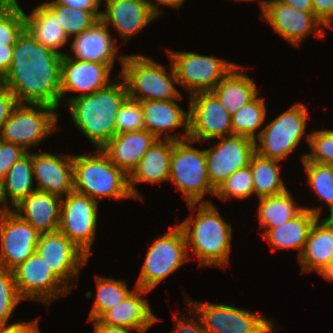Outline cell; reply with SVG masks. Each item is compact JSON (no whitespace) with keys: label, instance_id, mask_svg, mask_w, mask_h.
<instances>
[{"label":"cell","instance_id":"41","mask_svg":"<svg viewBox=\"0 0 333 333\" xmlns=\"http://www.w3.org/2000/svg\"><path fill=\"white\" fill-rule=\"evenodd\" d=\"M102 11L70 9L61 5V26L66 36H77L101 18Z\"/></svg>","mask_w":333,"mask_h":333},{"label":"cell","instance_id":"42","mask_svg":"<svg viewBox=\"0 0 333 333\" xmlns=\"http://www.w3.org/2000/svg\"><path fill=\"white\" fill-rule=\"evenodd\" d=\"M24 29V11L16 1L0 14V46L14 45Z\"/></svg>","mask_w":333,"mask_h":333},{"label":"cell","instance_id":"54","mask_svg":"<svg viewBox=\"0 0 333 333\" xmlns=\"http://www.w3.org/2000/svg\"><path fill=\"white\" fill-rule=\"evenodd\" d=\"M328 281L333 282V258L328 263V265L324 268V270L320 273Z\"/></svg>","mask_w":333,"mask_h":333},{"label":"cell","instance_id":"2","mask_svg":"<svg viewBox=\"0 0 333 333\" xmlns=\"http://www.w3.org/2000/svg\"><path fill=\"white\" fill-rule=\"evenodd\" d=\"M114 81L92 94L76 97L68 104L74 124L95 145L101 149L116 135V116L128 98L126 83Z\"/></svg>","mask_w":333,"mask_h":333},{"label":"cell","instance_id":"23","mask_svg":"<svg viewBox=\"0 0 333 333\" xmlns=\"http://www.w3.org/2000/svg\"><path fill=\"white\" fill-rule=\"evenodd\" d=\"M61 205L62 197L36 190L17 204L12 211L40 234L52 233L59 230Z\"/></svg>","mask_w":333,"mask_h":333},{"label":"cell","instance_id":"12","mask_svg":"<svg viewBox=\"0 0 333 333\" xmlns=\"http://www.w3.org/2000/svg\"><path fill=\"white\" fill-rule=\"evenodd\" d=\"M189 139L209 141L233 134L232 115L211 92L189 96Z\"/></svg>","mask_w":333,"mask_h":333},{"label":"cell","instance_id":"33","mask_svg":"<svg viewBox=\"0 0 333 333\" xmlns=\"http://www.w3.org/2000/svg\"><path fill=\"white\" fill-rule=\"evenodd\" d=\"M258 218L262 228L278 227L293 219L304 208L296 205L286 189L284 192L259 198Z\"/></svg>","mask_w":333,"mask_h":333},{"label":"cell","instance_id":"30","mask_svg":"<svg viewBox=\"0 0 333 333\" xmlns=\"http://www.w3.org/2000/svg\"><path fill=\"white\" fill-rule=\"evenodd\" d=\"M320 219V220H319ZM333 258V225L318 218L310 229L301 256L298 258L302 271H316L319 274Z\"/></svg>","mask_w":333,"mask_h":333},{"label":"cell","instance_id":"13","mask_svg":"<svg viewBox=\"0 0 333 333\" xmlns=\"http://www.w3.org/2000/svg\"><path fill=\"white\" fill-rule=\"evenodd\" d=\"M98 202L89 196L71 191L62 198L59 231L66 235L88 257L95 239Z\"/></svg>","mask_w":333,"mask_h":333},{"label":"cell","instance_id":"14","mask_svg":"<svg viewBox=\"0 0 333 333\" xmlns=\"http://www.w3.org/2000/svg\"><path fill=\"white\" fill-rule=\"evenodd\" d=\"M12 271L18 292L24 300L49 305L52 300L71 292L37 252Z\"/></svg>","mask_w":333,"mask_h":333},{"label":"cell","instance_id":"18","mask_svg":"<svg viewBox=\"0 0 333 333\" xmlns=\"http://www.w3.org/2000/svg\"><path fill=\"white\" fill-rule=\"evenodd\" d=\"M36 252L70 290L75 286L69 284V280L78 279L80 266H84L89 258L59 230L41 234Z\"/></svg>","mask_w":333,"mask_h":333},{"label":"cell","instance_id":"51","mask_svg":"<svg viewBox=\"0 0 333 333\" xmlns=\"http://www.w3.org/2000/svg\"><path fill=\"white\" fill-rule=\"evenodd\" d=\"M89 321L93 322L95 333H132L130 331L132 328L107 325L102 323L99 319Z\"/></svg>","mask_w":333,"mask_h":333},{"label":"cell","instance_id":"44","mask_svg":"<svg viewBox=\"0 0 333 333\" xmlns=\"http://www.w3.org/2000/svg\"><path fill=\"white\" fill-rule=\"evenodd\" d=\"M27 153L21 146L0 139V181L6 176L8 170Z\"/></svg>","mask_w":333,"mask_h":333},{"label":"cell","instance_id":"37","mask_svg":"<svg viewBox=\"0 0 333 333\" xmlns=\"http://www.w3.org/2000/svg\"><path fill=\"white\" fill-rule=\"evenodd\" d=\"M307 173L308 183L319 196L329 205L333 213V166L302 160Z\"/></svg>","mask_w":333,"mask_h":333},{"label":"cell","instance_id":"52","mask_svg":"<svg viewBox=\"0 0 333 333\" xmlns=\"http://www.w3.org/2000/svg\"><path fill=\"white\" fill-rule=\"evenodd\" d=\"M281 3L293 6L304 12H313V4L311 0H275Z\"/></svg>","mask_w":333,"mask_h":333},{"label":"cell","instance_id":"3","mask_svg":"<svg viewBox=\"0 0 333 333\" xmlns=\"http://www.w3.org/2000/svg\"><path fill=\"white\" fill-rule=\"evenodd\" d=\"M193 214L179 224L186 238L187 248L196 254L201 266L225 268L231 252L232 227L218 213L211 201L198 205Z\"/></svg>","mask_w":333,"mask_h":333},{"label":"cell","instance_id":"22","mask_svg":"<svg viewBox=\"0 0 333 333\" xmlns=\"http://www.w3.org/2000/svg\"><path fill=\"white\" fill-rule=\"evenodd\" d=\"M174 100H145L140 101L142 106L145 129L157 139L181 141L189 139V111L183 110ZM184 127L182 139L171 135L170 130Z\"/></svg>","mask_w":333,"mask_h":333},{"label":"cell","instance_id":"35","mask_svg":"<svg viewBox=\"0 0 333 333\" xmlns=\"http://www.w3.org/2000/svg\"><path fill=\"white\" fill-rule=\"evenodd\" d=\"M97 293L88 320H98L106 311L124 301L132 292L126 282L110 277H95Z\"/></svg>","mask_w":333,"mask_h":333},{"label":"cell","instance_id":"20","mask_svg":"<svg viewBox=\"0 0 333 333\" xmlns=\"http://www.w3.org/2000/svg\"><path fill=\"white\" fill-rule=\"evenodd\" d=\"M32 164L37 190L60 197L74 190L73 155L32 153Z\"/></svg>","mask_w":333,"mask_h":333},{"label":"cell","instance_id":"53","mask_svg":"<svg viewBox=\"0 0 333 333\" xmlns=\"http://www.w3.org/2000/svg\"><path fill=\"white\" fill-rule=\"evenodd\" d=\"M185 0H156V2L158 3H153V1L151 2L150 0H149V3H150V5H151V8H152V10L154 11V13L157 15V16H159V15H161V10H159V4L161 5V4H163V5H166V6H170V7H174V8H176V9H179L180 8V6L182 5V3L184 2Z\"/></svg>","mask_w":333,"mask_h":333},{"label":"cell","instance_id":"9","mask_svg":"<svg viewBox=\"0 0 333 333\" xmlns=\"http://www.w3.org/2000/svg\"><path fill=\"white\" fill-rule=\"evenodd\" d=\"M56 112V108L45 104L18 103L5 122L0 139L29 152V146H37L42 139L59 129Z\"/></svg>","mask_w":333,"mask_h":333},{"label":"cell","instance_id":"39","mask_svg":"<svg viewBox=\"0 0 333 333\" xmlns=\"http://www.w3.org/2000/svg\"><path fill=\"white\" fill-rule=\"evenodd\" d=\"M24 300L15 284L13 271L0 267V326L7 325L17 304Z\"/></svg>","mask_w":333,"mask_h":333},{"label":"cell","instance_id":"24","mask_svg":"<svg viewBox=\"0 0 333 333\" xmlns=\"http://www.w3.org/2000/svg\"><path fill=\"white\" fill-rule=\"evenodd\" d=\"M109 32L108 26L100 18L88 29L74 37L71 49L75 57L66 55L75 60L108 64L112 68L118 47L116 46L117 40H113Z\"/></svg>","mask_w":333,"mask_h":333},{"label":"cell","instance_id":"5","mask_svg":"<svg viewBox=\"0 0 333 333\" xmlns=\"http://www.w3.org/2000/svg\"><path fill=\"white\" fill-rule=\"evenodd\" d=\"M119 60L122 64L119 75L126 83L128 98L136 101L182 98L174 85L178 80L172 63L168 73L166 67L142 54L119 56Z\"/></svg>","mask_w":333,"mask_h":333},{"label":"cell","instance_id":"40","mask_svg":"<svg viewBox=\"0 0 333 333\" xmlns=\"http://www.w3.org/2000/svg\"><path fill=\"white\" fill-rule=\"evenodd\" d=\"M308 145L311 152L304 154L302 160L333 166V130L312 131Z\"/></svg>","mask_w":333,"mask_h":333},{"label":"cell","instance_id":"17","mask_svg":"<svg viewBox=\"0 0 333 333\" xmlns=\"http://www.w3.org/2000/svg\"><path fill=\"white\" fill-rule=\"evenodd\" d=\"M40 233L12 210L0 217V267L13 270L36 252Z\"/></svg>","mask_w":333,"mask_h":333},{"label":"cell","instance_id":"36","mask_svg":"<svg viewBox=\"0 0 333 333\" xmlns=\"http://www.w3.org/2000/svg\"><path fill=\"white\" fill-rule=\"evenodd\" d=\"M264 99L258 95L232 115L234 135H243L256 140V131L265 123Z\"/></svg>","mask_w":333,"mask_h":333},{"label":"cell","instance_id":"50","mask_svg":"<svg viewBox=\"0 0 333 333\" xmlns=\"http://www.w3.org/2000/svg\"><path fill=\"white\" fill-rule=\"evenodd\" d=\"M13 55V45L0 46V79L10 69Z\"/></svg>","mask_w":333,"mask_h":333},{"label":"cell","instance_id":"21","mask_svg":"<svg viewBox=\"0 0 333 333\" xmlns=\"http://www.w3.org/2000/svg\"><path fill=\"white\" fill-rule=\"evenodd\" d=\"M105 11L101 19L109 27L112 24L126 44L132 36L157 17L149 0H104Z\"/></svg>","mask_w":333,"mask_h":333},{"label":"cell","instance_id":"48","mask_svg":"<svg viewBox=\"0 0 333 333\" xmlns=\"http://www.w3.org/2000/svg\"><path fill=\"white\" fill-rule=\"evenodd\" d=\"M103 0H53L54 3L68 7L77 8L85 11H100L99 6Z\"/></svg>","mask_w":333,"mask_h":333},{"label":"cell","instance_id":"47","mask_svg":"<svg viewBox=\"0 0 333 333\" xmlns=\"http://www.w3.org/2000/svg\"><path fill=\"white\" fill-rule=\"evenodd\" d=\"M314 15L323 23L324 27L333 29V0H311Z\"/></svg>","mask_w":333,"mask_h":333},{"label":"cell","instance_id":"10","mask_svg":"<svg viewBox=\"0 0 333 333\" xmlns=\"http://www.w3.org/2000/svg\"><path fill=\"white\" fill-rule=\"evenodd\" d=\"M178 84L189 91V96L209 92L237 65L193 52L168 51Z\"/></svg>","mask_w":333,"mask_h":333},{"label":"cell","instance_id":"38","mask_svg":"<svg viewBox=\"0 0 333 333\" xmlns=\"http://www.w3.org/2000/svg\"><path fill=\"white\" fill-rule=\"evenodd\" d=\"M252 194H254L253 178L250 165H248L230 175L225 182L216 189L215 196L227 201L231 199V197L237 199L249 198Z\"/></svg>","mask_w":333,"mask_h":333},{"label":"cell","instance_id":"57","mask_svg":"<svg viewBox=\"0 0 333 333\" xmlns=\"http://www.w3.org/2000/svg\"><path fill=\"white\" fill-rule=\"evenodd\" d=\"M330 216L327 217L326 219L333 225V213L329 214Z\"/></svg>","mask_w":333,"mask_h":333},{"label":"cell","instance_id":"16","mask_svg":"<svg viewBox=\"0 0 333 333\" xmlns=\"http://www.w3.org/2000/svg\"><path fill=\"white\" fill-rule=\"evenodd\" d=\"M259 1H261V17L271 25L274 32L292 45L299 46L303 38L313 31L317 38L325 36L323 23L313 12H304L275 0Z\"/></svg>","mask_w":333,"mask_h":333},{"label":"cell","instance_id":"15","mask_svg":"<svg viewBox=\"0 0 333 333\" xmlns=\"http://www.w3.org/2000/svg\"><path fill=\"white\" fill-rule=\"evenodd\" d=\"M217 145L205 149L209 182L216 190L234 172L250 165L256 153L255 140L243 135L221 138Z\"/></svg>","mask_w":333,"mask_h":333},{"label":"cell","instance_id":"43","mask_svg":"<svg viewBox=\"0 0 333 333\" xmlns=\"http://www.w3.org/2000/svg\"><path fill=\"white\" fill-rule=\"evenodd\" d=\"M115 122L116 134L145 129L140 101L127 98L120 107Z\"/></svg>","mask_w":333,"mask_h":333},{"label":"cell","instance_id":"7","mask_svg":"<svg viewBox=\"0 0 333 333\" xmlns=\"http://www.w3.org/2000/svg\"><path fill=\"white\" fill-rule=\"evenodd\" d=\"M308 111L302 103H295L259 130L255 140L256 153L262 157L282 161L298 146L305 135ZM257 139L259 140L257 143Z\"/></svg>","mask_w":333,"mask_h":333},{"label":"cell","instance_id":"25","mask_svg":"<svg viewBox=\"0 0 333 333\" xmlns=\"http://www.w3.org/2000/svg\"><path fill=\"white\" fill-rule=\"evenodd\" d=\"M149 290L135 286L127 298L106 311L99 320L107 325L132 328L137 333H145L158 319L149 306V302L141 297Z\"/></svg>","mask_w":333,"mask_h":333},{"label":"cell","instance_id":"32","mask_svg":"<svg viewBox=\"0 0 333 333\" xmlns=\"http://www.w3.org/2000/svg\"><path fill=\"white\" fill-rule=\"evenodd\" d=\"M34 178L32 153L29 151L8 170L1 181L3 198L8 206H12V210L24 198L37 190L33 187ZM8 198L11 200L9 204Z\"/></svg>","mask_w":333,"mask_h":333},{"label":"cell","instance_id":"46","mask_svg":"<svg viewBox=\"0 0 333 333\" xmlns=\"http://www.w3.org/2000/svg\"><path fill=\"white\" fill-rule=\"evenodd\" d=\"M17 104L18 102L11 90L0 84V136L5 122Z\"/></svg>","mask_w":333,"mask_h":333},{"label":"cell","instance_id":"29","mask_svg":"<svg viewBox=\"0 0 333 333\" xmlns=\"http://www.w3.org/2000/svg\"><path fill=\"white\" fill-rule=\"evenodd\" d=\"M321 207L304 208L293 219L285 222L278 227L267 228L262 233L263 238L267 239L272 250L275 248L297 249L299 258L305 247L308 234L315 221L320 218Z\"/></svg>","mask_w":333,"mask_h":333},{"label":"cell","instance_id":"49","mask_svg":"<svg viewBox=\"0 0 333 333\" xmlns=\"http://www.w3.org/2000/svg\"><path fill=\"white\" fill-rule=\"evenodd\" d=\"M0 333H41L38 320L32 322H17L9 326H0Z\"/></svg>","mask_w":333,"mask_h":333},{"label":"cell","instance_id":"19","mask_svg":"<svg viewBox=\"0 0 333 333\" xmlns=\"http://www.w3.org/2000/svg\"><path fill=\"white\" fill-rule=\"evenodd\" d=\"M112 68L108 64L80 61L63 55L61 59V98L68 92L80 94L76 97L92 94L110 84Z\"/></svg>","mask_w":333,"mask_h":333},{"label":"cell","instance_id":"31","mask_svg":"<svg viewBox=\"0 0 333 333\" xmlns=\"http://www.w3.org/2000/svg\"><path fill=\"white\" fill-rule=\"evenodd\" d=\"M239 69L236 65L211 91L231 115L259 94L254 81Z\"/></svg>","mask_w":333,"mask_h":333},{"label":"cell","instance_id":"8","mask_svg":"<svg viewBox=\"0 0 333 333\" xmlns=\"http://www.w3.org/2000/svg\"><path fill=\"white\" fill-rule=\"evenodd\" d=\"M186 238L179 225L154 240L149 247L136 287L152 290L190 259Z\"/></svg>","mask_w":333,"mask_h":333},{"label":"cell","instance_id":"6","mask_svg":"<svg viewBox=\"0 0 333 333\" xmlns=\"http://www.w3.org/2000/svg\"><path fill=\"white\" fill-rule=\"evenodd\" d=\"M191 139L173 141L172 156L170 162V177L176 190L182 192L189 210H193L197 204L208 203L202 201L206 193L215 196L216 190L209 182L205 149L194 148Z\"/></svg>","mask_w":333,"mask_h":333},{"label":"cell","instance_id":"1","mask_svg":"<svg viewBox=\"0 0 333 333\" xmlns=\"http://www.w3.org/2000/svg\"><path fill=\"white\" fill-rule=\"evenodd\" d=\"M62 54L38 43L25 28L13 45L10 69L0 84L18 103L45 104L59 108Z\"/></svg>","mask_w":333,"mask_h":333},{"label":"cell","instance_id":"26","mask_svg":"<svg viewBox=\"0 0 333 333\" xmlns=\"http://www.w3.org/2000/svg\"><path fill=\"white\" fill-rule=\"evenodd\" d=\"M24 17L25 28L38 43L66 55L59 50L68 41L61 26V5L53 1L45 2L36 6L30 15H26L24 12Z\"/></svg>","mask_w":333,"mask_h":333},{"label":"cell","instance_id":"55","mask_svg":"<svg viewBox=\"0 0 333 333\" xmlns=\"http://www.w3.org/2000/svg\"><path fill=\"white\" fill-rule=\"evenodd\" d=\"M4 204V205H3ZM11 206H8L3 198L2 194V183L0 181V217L8 212H10Z\"/></svg>","mask_w":333,"mask_h":333},{"label":"cell","instance_id":"28","mask_svg":"<svg viewBox=\"0 0 333 333\" xmlns=\"http://www.w3.org/2000/svg\"><path fill=\"white\" fill-rule=\"evenodd\" d=\"M157 138L146 129L116 134L101 150L128 176Z\"/></svg>","mask_w":333,"mask_h":333},{"label":"cell","instance_id":"4","mask_svg":"<svg viewBox=\"0 0 333 333\" xmlns=\"http://www.w3.org/2000/svg\"><path fill=\"white\" fill-rule=\"evenodd\" d=\"M74 191L99 202L100 198H134L129 176L116 167L101 150L91 155L73 156Z\"/></svg>","mask_w":333,"mask_h":333},{"label":"cell","instance_id":"11","mask_svg":"<svg viewBox=\"0 0 333 333\" xmlns=\"http://www.w3.org/2000/svg\"><path fill=\"white\" fill-rule=\"evenodd\" d=\"M199 315L208 333H276V326L265 316L254 314L234 305L188 301Z\"/></svg>","mask_w":333,"mask_h":333},{"label":"cell","instance_id":"56","mask_svg":"<svg viewBox=\"0 0 333 333\" xmlns=\"http://www.w3.org/2000/svg\"><path fill=\"white\" fill-rule=\"evenodd\" d=\"M17 0H0V14L5 12L10 6H12Z\"/></svg>","mask_w":333,"mask_h":333},{"label":"cell","instance_id":"45","mask_svg":"<svg viewBox=\"0 0 333 333\" xmlns=\"http://www.w3.org/2000/svg\"><path fill=\"white\" fill-rule=\"evenodd\" d=\"M189 309L192 313H194V318L188 319L186 317H182L181 314L178 316L176 313V315L174 316L175 327L172 333H208L204 328V325L199 315L196 313V316L195 311L191 307Z\"/></svg>","mask_w":333,"mask_h":333},{"label":"cell","instance_id":"34","mask_svg":"<svg viewBox=\"0 0 333 333\" xmlns=\"http://www.w3.org/2000/svg\"><path fill=\"white\" fill-rule=\"evenodd\" d=\"M279 163L280 161L262 157L257 153L252 156L250 169L257 197L276 195L287 189L280 176Z\"/></svg>","mask_w":333,"mask_h":333},{"label":"cell","instance_id":"27","mask_svg":"<svg viewBox=\"0 0 333 333\" xmlns=\"http://www.w3.org/2000/svg\"><path fill=\"white\" fill-rule=\"evenodd\" d=\"M172 156V140L157 139L139 161L137 167L129 175V188L134 199L141 200V193L135 183L158 184L169 181L170 162Z\"/></svg>","mask_w":333,"mask_h":333}]
</instances>
